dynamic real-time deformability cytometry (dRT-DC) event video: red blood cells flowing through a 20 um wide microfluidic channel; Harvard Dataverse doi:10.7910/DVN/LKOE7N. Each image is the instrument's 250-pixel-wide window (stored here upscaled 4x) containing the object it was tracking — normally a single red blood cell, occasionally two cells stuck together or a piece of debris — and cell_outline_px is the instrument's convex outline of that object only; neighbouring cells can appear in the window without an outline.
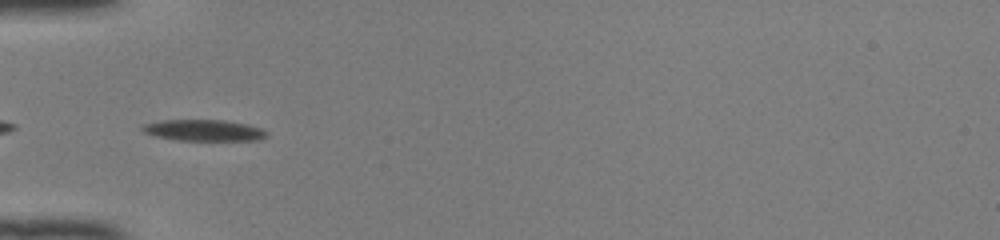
{"species": "common noctule bat (a hibernating species)", "species_latin": "Nyctalus noctula", "temperature_condition": "room temperature", "stored_images_in_passage": 37, "camera_frame_rate_fps": 3000, "um_per_image_px": 0.085, "animal": {"sex": "female", "body_mass_g": 22.0, "forearm_length_mm": 56.7}, "frame": {"image": 1, "passage_image": 1, "time_ms": 0.0, "image_size_px": [1000, 240], "cell_outline_px": [[268, 132], [264, 136], [256, 140], [176, 140], [156, 136], [144, 132], [140, 128], [140, 124], [160, 120], [224, 120], [248, 124], [260, 128]], "centroid_in_image_um": [17.25, 11.06], "position_along_channel_um": 67.7, "area_um2": 15.37}}
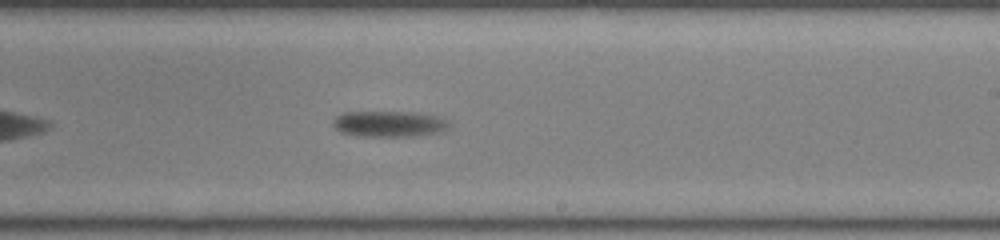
{"frame": {"image": 2, "passage_image": 16, "time_ms": 5.0, "image_size_px": [1000, 240], "cell_outline_px": [[448, 124], [444, 128], [432, 132], [408, 136], [360, 136], [340, 132], [332, 124], [332, 120], [336, 116], [344, 112], [412, 112], [440, 116], [448, 120]], "centroid_in_image_um": [32.98, 10.51], "position_along_channel_um": 256.0, "area_um2": 17.17}}
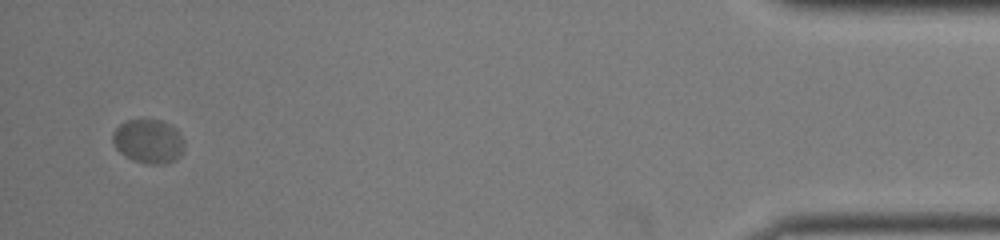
{"frame": {"image": 3, "passage_image": 35, "time_ms": 11.333, "image_size_px": [1000, 240], "cell_outline_px": [[184, 148], [180, 156], [176, 160], [164, 164], [144, 164], [132, 160], [124, 156], [116, 148], [112, 140], [112, 132], [124, 120], [160, 120], [168, 124], [184, 140]], "centroid_in_image_um": [12.58, 12.04], "position_along_channel_um": 422.6, "area_um2": 18.38}, "authors_computed_cell_mechanics": {"area_um2": 17.7446, "velocity_mm_per_s": 3.8019, "shape_relaxation_time_tau1_ms": 7.2115, "shape_relaxation_time_tau2_ms": null, "deformation_change_tau1": 0.1681, "deformation_change_tau2": null}}